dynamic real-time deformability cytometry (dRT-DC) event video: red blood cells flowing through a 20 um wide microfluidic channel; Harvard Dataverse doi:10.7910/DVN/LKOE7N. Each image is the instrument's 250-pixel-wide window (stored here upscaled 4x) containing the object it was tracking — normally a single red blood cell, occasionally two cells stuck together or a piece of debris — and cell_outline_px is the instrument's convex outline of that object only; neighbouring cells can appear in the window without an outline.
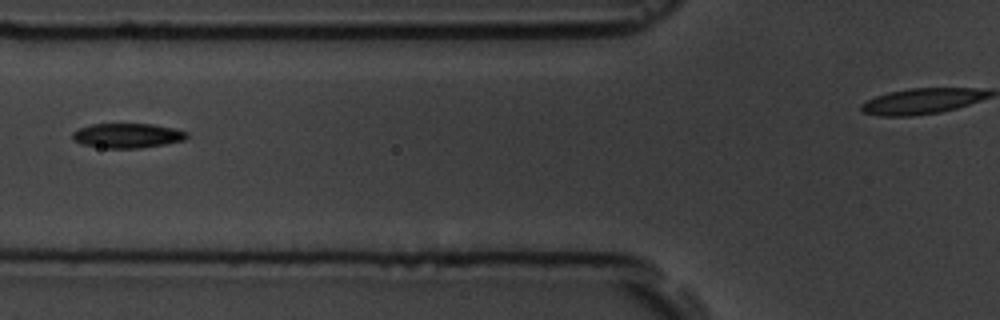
{"species": "common noctule bat (a hibernating species)", "species_latin": "Nyctalus noctula", "temperature_condition": "room temperature", "stored_images_in_passage": 5, "camera_frame_rate_fps": 3000, "um_per_image_px": 0.085, "animal": {"sex": "male", "body_mass_g": 19.5, "forearm_length_mm": 54.6}, "frame": {"image": 1, "passage_image": 5, "time_ms": 4.667, "image_size_px": [1000, 320], "cell_outline_px": [[188, 136], [184, 140], [164, 144], [140, 148], [108, 148], [80, 144], [72, 140], [72, 132], [80, 128], [92, 124], [152, 124], [176, 128], [188, 132]], "centroid_in_image_um": [10.83, 11.52], "position_along_channel_um": 115.0, "area_um2": 16.47}}